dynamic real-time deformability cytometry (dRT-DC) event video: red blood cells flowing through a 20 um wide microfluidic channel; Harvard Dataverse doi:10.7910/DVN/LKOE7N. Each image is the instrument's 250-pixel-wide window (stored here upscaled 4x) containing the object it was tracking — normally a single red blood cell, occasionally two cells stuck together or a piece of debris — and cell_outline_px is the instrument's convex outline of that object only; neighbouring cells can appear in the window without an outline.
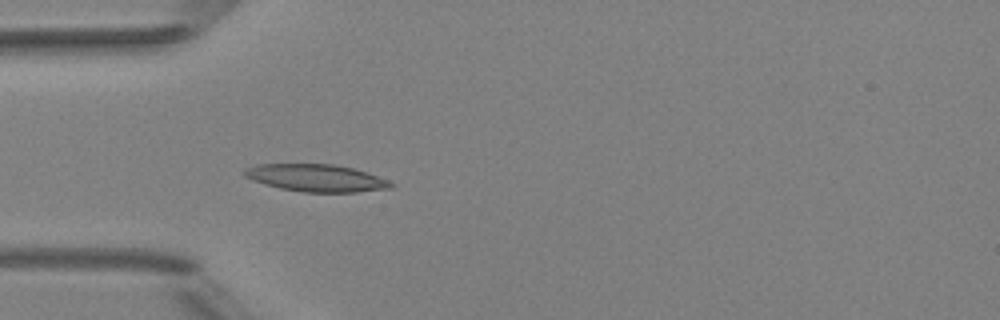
{"species": "Egyptian fruit bat (a non-hibernating species)", "species_latin": "Rousettus aegyptiacus", "temperature_condition": "room temperature", "stored_images_in_passage": 3, "camera_frame_rate_fps": 3000, "um_per_image_px": 0.085, "animal": {"sex": "female"}, "frame": {"image": 1, "passage_image": 3, "time_ms": 3.0, "image_size_px": [1000, 320], "cell_outline_px": [[396, 184], [392, 188], [356, 192], [304, 192], [280, 188], [264, 184], [252, 180], [244, 176], [244, 168], [256, 164], [332, 164], [352, 168], [388, 180]], "centroid_in_image_um": [26.85, 15.13], "position_along_channel_um": 58.2, "area_um2": 23.24}}